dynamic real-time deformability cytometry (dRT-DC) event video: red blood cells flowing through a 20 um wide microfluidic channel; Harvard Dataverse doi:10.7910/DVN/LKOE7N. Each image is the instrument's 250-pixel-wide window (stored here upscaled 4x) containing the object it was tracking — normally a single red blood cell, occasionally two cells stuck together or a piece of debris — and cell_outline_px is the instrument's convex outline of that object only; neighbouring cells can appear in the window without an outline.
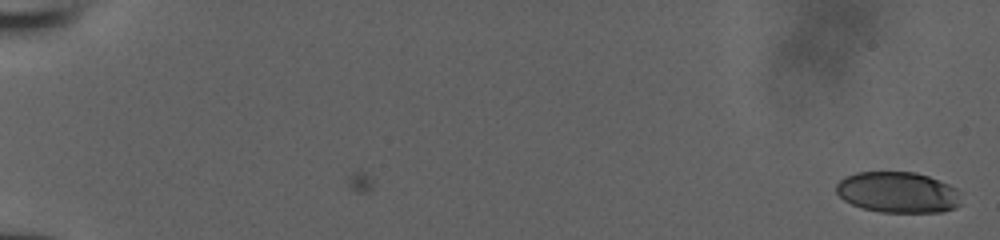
{"species": "human", "species_latin": "Homo sapiens", "temperature_condition": "room temperature", "stored_images_in_passage": 7, "camera_frame_rate_fps": 3000, "um_per_image_px": 0.085, "donor": {"sex": "male"}, "frame": {"image": 1, "passage_image": 7, "time_ms": 2.0, "image_size_px": [1000, 240], "cell_outline_px": [[960, 204], [956, 208], [944, 212], [880, 212], [864, 208], [852, 204], [844, 200], [836, 192], [836, 184], [844, 176], [856, 172], [916, 172], [928, 176], [948, 184], [956, 188], [960, 192]], "centroid_in_image_um": [76.33, 16.35], "position_along_channel_um": 8.7, "area_um2": 29.94}}